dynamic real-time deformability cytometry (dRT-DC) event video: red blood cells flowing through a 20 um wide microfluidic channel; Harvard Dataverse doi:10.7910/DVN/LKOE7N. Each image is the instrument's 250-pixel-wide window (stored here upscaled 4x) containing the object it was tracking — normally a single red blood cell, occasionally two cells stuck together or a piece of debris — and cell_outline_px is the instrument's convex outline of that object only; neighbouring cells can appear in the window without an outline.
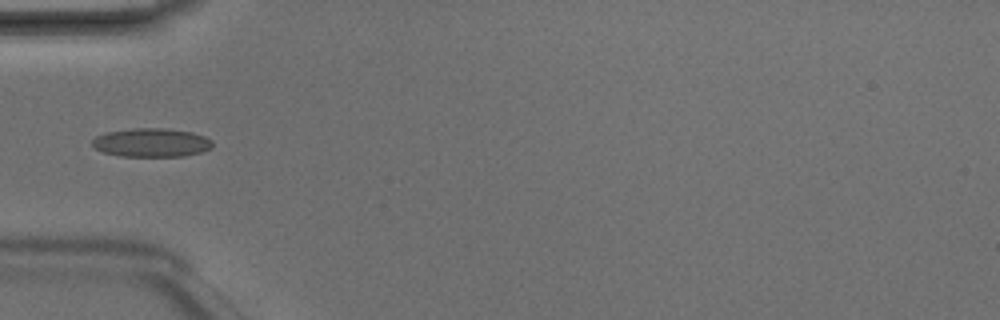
{"species": "Egyptian fruit bat (a non-hibernating species)", "species_latin": "Rousettus aegyptiacus", "temperature_condition": "room temperature", "stored_images_in_passage": 5, "camera_frame_rate_fps": 3000, "um_per_image_px": 0.085, "animal": {"sex": "male"}, "frame": {"image": 1, "passage_image": 4, "time_ms": 1.0, "image_size_px": [1000, 320], "cell_outline_px": [[212, 148], [200, 152], [184, 156], [120, 156], [104, 152], [92, 148], [92, 140], [96, 136], [108, 132], [132, 128], [168, 128], [192, 132], [204, 136], [212, 140]], "centroid_in_image_um": [12.87, 12.11], "position_along_channel_um": 72.1, "area_um2": 20.17}}